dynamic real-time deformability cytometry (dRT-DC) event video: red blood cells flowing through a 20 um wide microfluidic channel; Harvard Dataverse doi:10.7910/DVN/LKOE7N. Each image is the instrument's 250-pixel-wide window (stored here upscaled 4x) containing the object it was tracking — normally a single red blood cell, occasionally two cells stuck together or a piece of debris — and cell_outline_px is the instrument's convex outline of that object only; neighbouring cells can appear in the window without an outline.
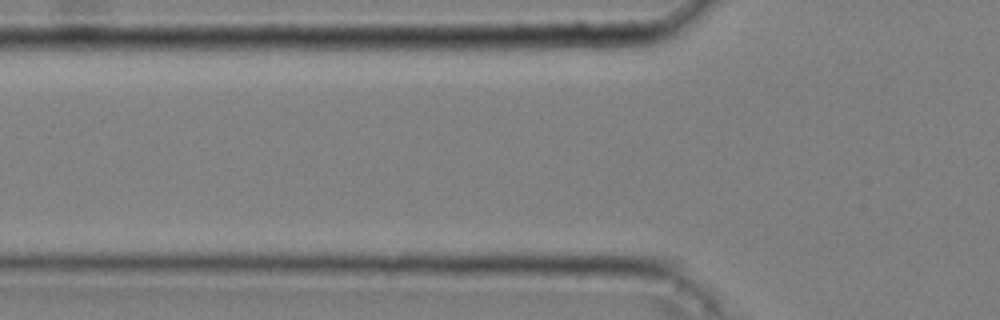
{"species": "common noctule bat (a hibernating species)", "species_latin": "Nyctalus noctula", "temperature_condition": "cold", "stored_images_in_passage": 2, "camera_frame_rate_fps": 3000, "um_per_image_px": 0.085, "animal": {"sex": "male", "body_mass_g": 20.4}, "frame": {"image": 1, "passage_image": 2, "time_ms": 0.333, "image_size_px": [1000, 320], "cell_outline_px": [[636, 40], [632, 44], [596, 48], [500, 48], [496, 44], [500, 40], [520, 36], [632, 36]], "centroid_in_image_um": [48.02, 3.56], "position_along_channel_um": 77.8, "area_um2": 10.87}}